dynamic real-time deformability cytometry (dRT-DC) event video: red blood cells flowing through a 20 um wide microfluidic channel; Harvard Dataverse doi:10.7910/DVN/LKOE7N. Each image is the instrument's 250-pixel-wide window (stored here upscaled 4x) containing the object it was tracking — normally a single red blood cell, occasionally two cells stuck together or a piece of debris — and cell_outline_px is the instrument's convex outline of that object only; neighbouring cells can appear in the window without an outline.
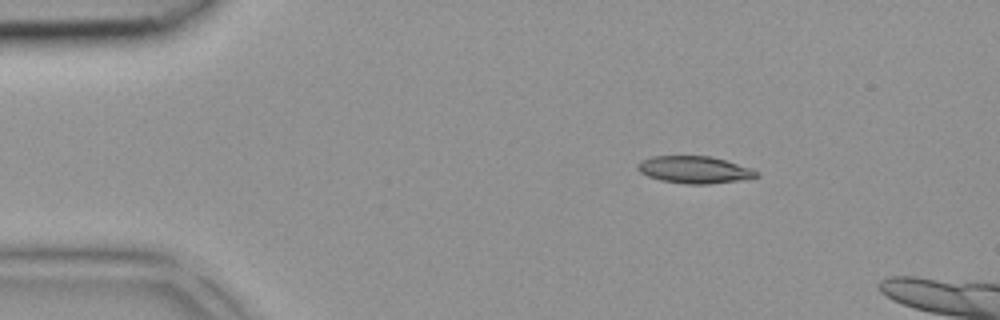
{"species": "common noctule bat (a hibernating species)", "species_latin": "Nyctalus noctula", "temperature_condition": "room temperature", "stored_images_in_passage": 12, "camera_frame_rate_fps": 3000, "um_per_image_px": 0.085, "animal": {"sex": "female", "body_mass_g": 18.4}, "frame": {"image": 1, "passage_image": 6, "time_ms": 1.667, "image_size_px": [1000, 320], "cell_outline_px": [[760, 176], [736, 180], [708, 184], [684, 184], [660, 180], [648, 176], [640, 172], [636, 168], [636, 164], [652, 156], [708, 156], [724, 160], [752, 168], [760, 172]], "centroid_in_image_um": [59.01, 14.43], "position_along_channel_um": 26.0, "area_um2": 18.67}}